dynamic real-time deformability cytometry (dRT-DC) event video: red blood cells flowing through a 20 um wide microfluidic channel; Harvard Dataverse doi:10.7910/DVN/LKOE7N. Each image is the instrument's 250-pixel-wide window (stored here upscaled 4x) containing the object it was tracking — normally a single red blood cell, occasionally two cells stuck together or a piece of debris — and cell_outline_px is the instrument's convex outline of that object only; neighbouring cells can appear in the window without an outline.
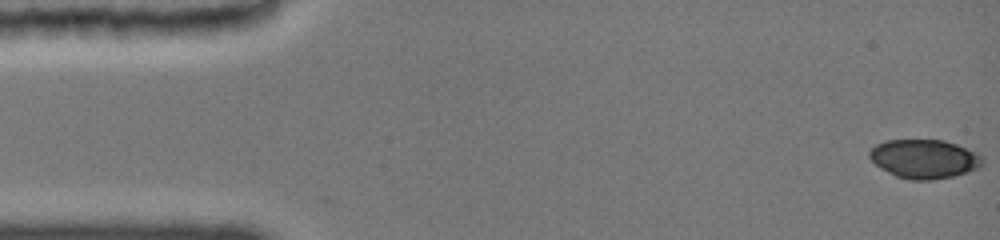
{"species": "common noctule bat (a hibernating species)", "species_latin": "Nyctalus noctula", "temperature_condition": "cold", "stored_images_in_passage": 49, "camera_frame_rate_fps": 3000, "um_per_image_px": 0.085, "animal": {"sex": "female", "body_mass_g": 19.0, "forearm_length_mm": 51.5}, "frame": {"image": 1, "passage_image": 1, "time_ms": 0.0, "image_size_px": [1000, 240], "cell_outline_px": [[984, 164], [968, 172], [952, 176], [932, 180], [912, 180], [896, 176], [880, 168], [868, 156], [868, 152], [876, 144], [888, 140], [944, 140], [956, 144], [976, 152], [984, 156]], "centroid_in_image_um": [78.58, 13.5], "position_along_channel_um": 6.4, "area_um2": 25.66}}
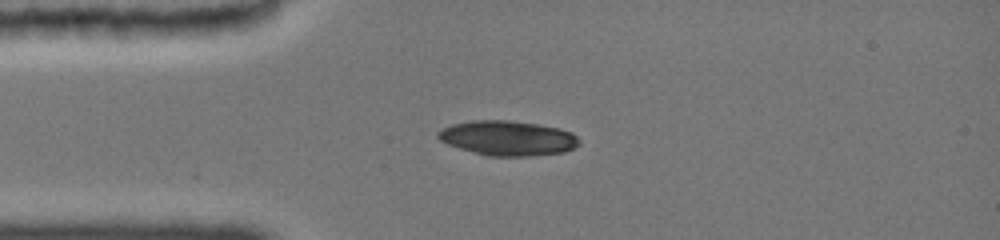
{"frame": {"image": 2, "passage_image": 12, "time_ms": 3.667, "image_size_px": [1000, 240], "cell_outline_px": [[580, 144], [564, 152], [532, 156], [488, 156], [460, 148], [448, 144], [440, 140], [436, 136], [436, 132], [452, 124], [476, 120], [504, 120], [536, 124], [556, 128], [568, 132], [576, 136], [580, 140]], "centroid_in_image_um": [43.14, 11.75], "position_along_channel_um": 41.9, "area_um2": 28.26}}
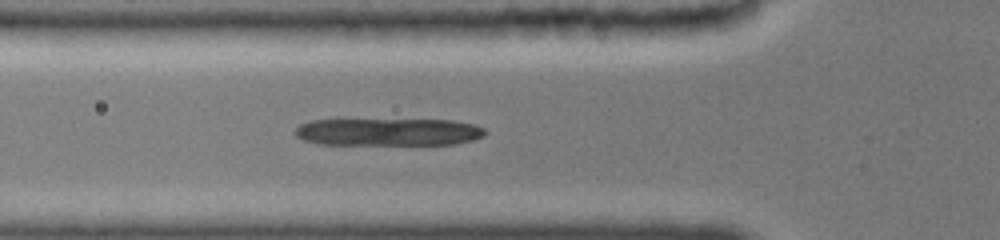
{"frame": {"image": 3, "passage_image": 18, "time_ms": 5.333, "image_size_px": [1000, 240], "cell_outline_px": [[484, 136], [472, 140], [456, 144], [320, 144], [304, 140], [296, 136], [296, 128], [300, 124], [312, 120], [452, 120], [472, 124], [484, 128]], "centroid_in_image_um": [33.01, 11.22], "position_along_channel_um": 92.8, "area_um2": 30.11}}